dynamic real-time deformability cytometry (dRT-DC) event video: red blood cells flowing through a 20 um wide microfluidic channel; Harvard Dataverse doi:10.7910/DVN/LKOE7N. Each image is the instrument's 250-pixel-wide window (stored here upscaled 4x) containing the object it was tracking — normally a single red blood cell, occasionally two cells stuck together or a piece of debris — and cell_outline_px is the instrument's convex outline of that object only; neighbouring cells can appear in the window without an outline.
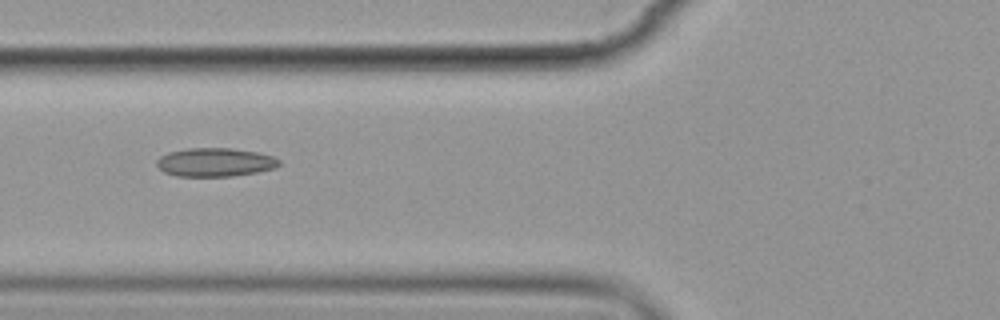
{"species": "common noctule bat (a hibernating species)", "species_latin": "Nyctalus noctula", "temperature_condition": "cold", "stored_images_in_passage": 10, "camera_frame_rate_fps": 3000, "um_per_image_px": 0.085, "animal": {"sex": "female", "body_mass_g": 19.9}, "frame": {"image": 1, "passage_image": 6, "time_ms": 6.0, "image_size_px": [1000, 320], "cell_outline_px": [[280, 164], [276, 168], [256, 172], [232, 176], [176, 176], [164, 172], [156, 164], [156, 160], [160, 156], [168, 152], [188, 148], [232, 148], [256, 152], [272, 156], [280, 160]], "centroid_in_image_um": [18.27, 13.79], "position_along_channel_um": 107.5, "area_um2": 20.4}}
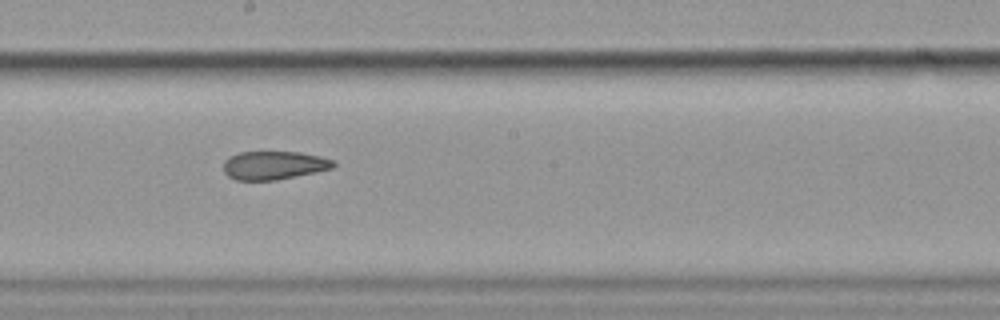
{"frame": {"image": 2, "passage_image": 9, "time_ms": 9.333, "image_size_px": [1000, 320], "cell_outline_px": [[336, 164], [332, 168], [316, 172], [276, 180], [236, 180], [228, 176], [224, 172], [224, 160], [228, 156], [240, 152], [300, 152], [320, 156], [336, 160]], "centroid_in_image_um": [23.29, 14.04], "position_along_channel_um": 224.9, "area_um2": 18.32}}
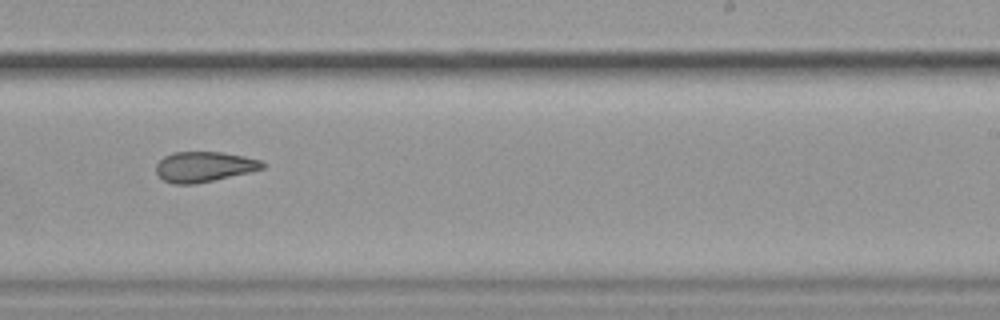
{"frame": {"image": 3, "passage_image": 10, "time_ms": 10.667, "image_size_px": [1000, 320], "cell_outline_px": [[264, 168], [252, 172], [192, 184], [176, 184], [164, 180], [156, 172], [156, 164], [164, 156], [172, 152], [220, 152], [244, 156], [260, 160], [264, 164]], "centroid_in_image_um": [17.35, 14.16], "position_along_channel_um": 271.7, "area_um2": 18.61}}